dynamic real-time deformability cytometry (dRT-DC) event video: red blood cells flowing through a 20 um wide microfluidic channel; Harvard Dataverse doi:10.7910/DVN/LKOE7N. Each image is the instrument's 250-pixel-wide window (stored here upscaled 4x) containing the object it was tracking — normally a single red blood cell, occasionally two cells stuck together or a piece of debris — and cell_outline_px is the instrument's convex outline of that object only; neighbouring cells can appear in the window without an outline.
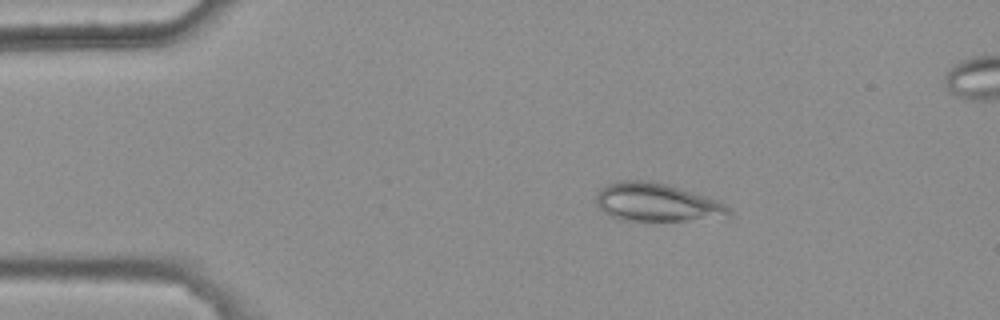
{"species": "common noctule bat (a hibernating species)", "species_latin": "Nyctalus noctula", "temperature_condition": "warm", "stored_images_in_passage": 38, "camera_frame_rate_fps": 3000, "um_per_image_px": 0.085, "animal": {"sex": "female", "body_mass_g": 25.1}, "frame": {"image": 1, "passage_image": 1, "time_ms": 0.0, "image_size_px": [1000, 320], "cell_outline_px": [[732, 216], [728, 220], [620, 220], [608, 216], [596, 204], [596, 192], [608, 184], [616, 180], [648, 180], [664, 184], [704, 196], [716, 200], [724, 204], [732, 212]], "centroid_in_image_um": [55.85, 17.23], "position_along_channel_um": 29.1, "area_um2": 29.82}}
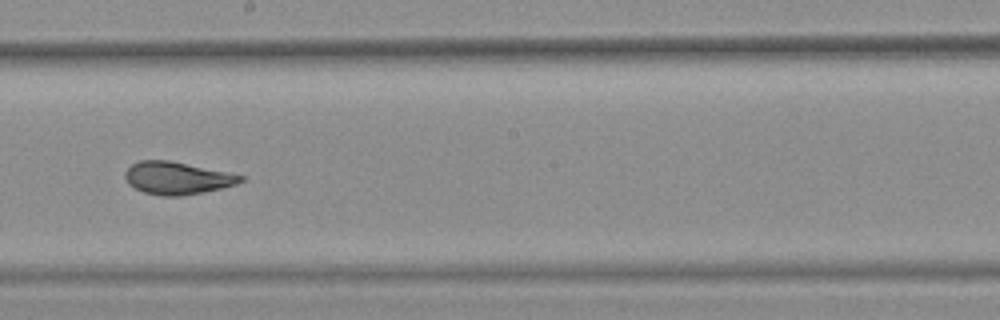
{"frame": {"image": 2, "passage_image": 22, "time_ms": 7.0, "image_size_px": [1000, 320], "cell_outline_px": [[244, 180], [236, 184], [220, 188], [180, 196], [160, 196], [144, 192], [128, 184], [124, 176], [124, 172], [132, 164], [140, 160], [168, 160], [228, 172], [244, 176]], "centroid_in_image_um": [15.02, 15.13], "position_along_channel_um": 233.2, "area_um2": 21.68}}
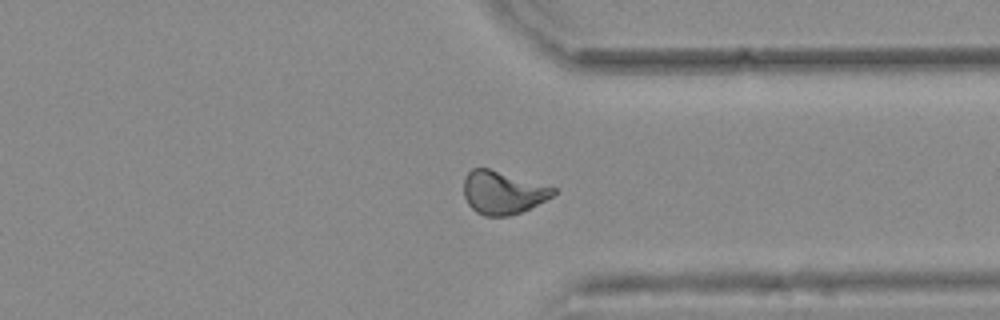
{"frame": {"image": 3, "passage_image": 33, "time_ms": 10.667, "image_size_px": [1000, 320], "cell_outline_px": [[556, 192], [552, 196], [520, 212], [508, 216], [484, 216], [476, 212], [468, 204], [464, 196], [464, 180], [468, 172], [472, 168], [488, 168], [556, 188]], "centroid_in_image_um": [42.69, 16.37], "position_along_channel_um": 368.7, "area_um2": 22.08}, "authors_computed_cell_mechanics": {"area_um2": 22.0507, "velocity_mm_per_s": 3.7123, "shape_relaxation_time_tau1_ms": null, "shape_relaxation_time_tau2_ms": 1.1966, "deformation_change_tau1": null, "deformation_change_tau2": 0.0523}}